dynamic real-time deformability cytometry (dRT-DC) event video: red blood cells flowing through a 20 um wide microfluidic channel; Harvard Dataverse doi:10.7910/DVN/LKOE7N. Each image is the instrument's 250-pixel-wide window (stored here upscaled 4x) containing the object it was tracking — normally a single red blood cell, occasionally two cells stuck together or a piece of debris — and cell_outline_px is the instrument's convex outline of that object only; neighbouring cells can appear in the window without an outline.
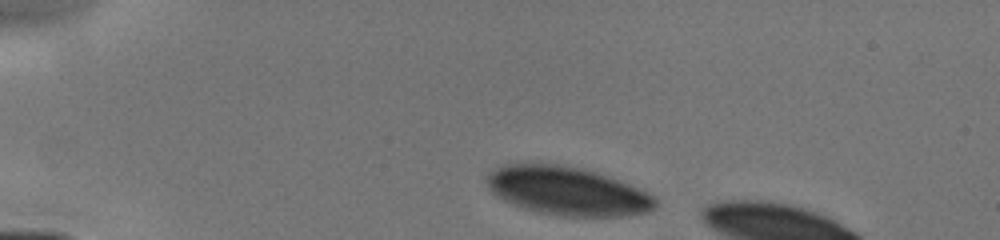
{"species": "human", "species_latin": "Homo sapiens", "temperature_condition": "cold", "stored_images_in_passage": 43, "camera_frame_rate_fps": 3000, "um_per_image_px": 0.085, "donor": {"sex": "male"}, "frame": {"image": 1, "passage_image": 1, "time_ms": 0.0, "image_size_px": [1000, 240], "cell_outline_px": [[656, 204], [648, 212], [628, 216], [560, 216], [540, 212], [524, 208], [512, 204], [504, 200], [492, 192], [488, 188], [488, 172], [492, 168], [504, 164], [556, 164], [580, 168], [596, 172], [608, 176], [648, 192], [656, 200]], "centroid_in_image_um": [48.21, 16.24], "position_along_channel_um": 36.8, "area_um2": 47.34}}
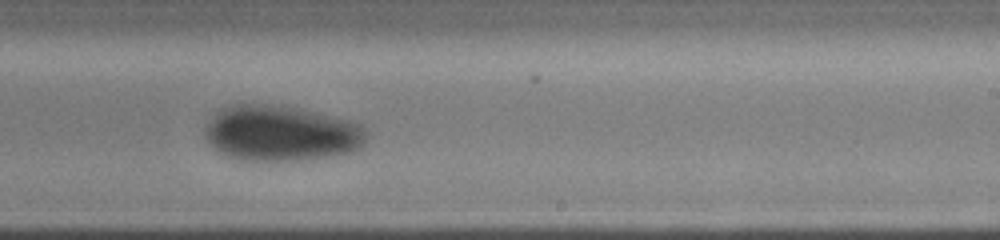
{"frame": {"image": 2, "passage_image": 28, "time_ms": 6.667, "image_size_px": [1000, 240], "cell_outline_px": [[364, 140], [360, 148], [348, 152], [324, 156], [292, 160], [244, 160], [228, 156], [220, 152], [204, 136], [204, 128], [212, 116], [220, 108], [232, 104], [268, 104], [296, 108], [348, 120], [360, 124], [364, 128]], "centroid_in_image_um": [23.81, 11.31], "position_along_channel_um": 265.2, "area_um2": 51.44}}
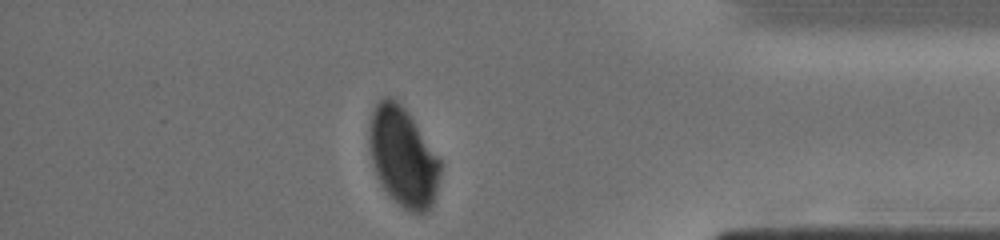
{"frame": {"image": 3, "passage_image": 42, "time_ms": 10.333, "image_size_px": [1000, 240], "cell_outline_px": [[440, 176], [432, 204], [428, 212], [412, 212], [404, 208], [388, 196], [376, 172], [372, 160], [368, 140], [368, 128], [372, 108], [384, 96], [388, 96], [396, 100], [404, 108], [440, 160]], "centroid_in_image_um": [34.22, 13.33], "position_along_channel_um": 401.0, "area_um2": 40.52}}